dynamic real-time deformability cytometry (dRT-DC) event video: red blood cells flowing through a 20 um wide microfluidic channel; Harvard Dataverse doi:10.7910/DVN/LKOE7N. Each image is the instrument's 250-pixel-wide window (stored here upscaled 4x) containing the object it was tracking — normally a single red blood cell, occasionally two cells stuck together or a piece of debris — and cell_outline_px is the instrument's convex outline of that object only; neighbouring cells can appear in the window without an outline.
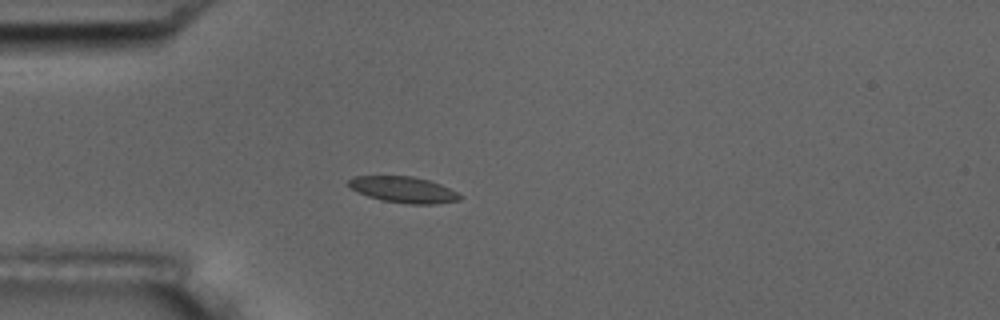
{"species": "common noctule bat (a hibernating species)", "species_latin": "Nyctalus noctula", "temperature_condition": "room temperature", "stored_images_in_passage": 1, "camera_frame_rate_fps": 3000, "um_per_image_px": 0.085, "animal": {"sex": "male", "body_mass_g": 17.5, "forearm_length_mm": 52.3}, "frame": {"image": 1, "passage_image": 1, "time_ms": 0.0, "image_size_px": [1000, 320], "cell_outline_px": [[464, 196], [460, 200], [436, 204], [408, 204], [380, 200], [368, 196], [352, 188], [348, 184], [348, 180], [352, 176], [412, 176], [428, 180], [440, 184]], "centroid_in_image_um": [34.31, 16.12], "position_along_channel_um": 50.7, "area_um2": 16.88}}